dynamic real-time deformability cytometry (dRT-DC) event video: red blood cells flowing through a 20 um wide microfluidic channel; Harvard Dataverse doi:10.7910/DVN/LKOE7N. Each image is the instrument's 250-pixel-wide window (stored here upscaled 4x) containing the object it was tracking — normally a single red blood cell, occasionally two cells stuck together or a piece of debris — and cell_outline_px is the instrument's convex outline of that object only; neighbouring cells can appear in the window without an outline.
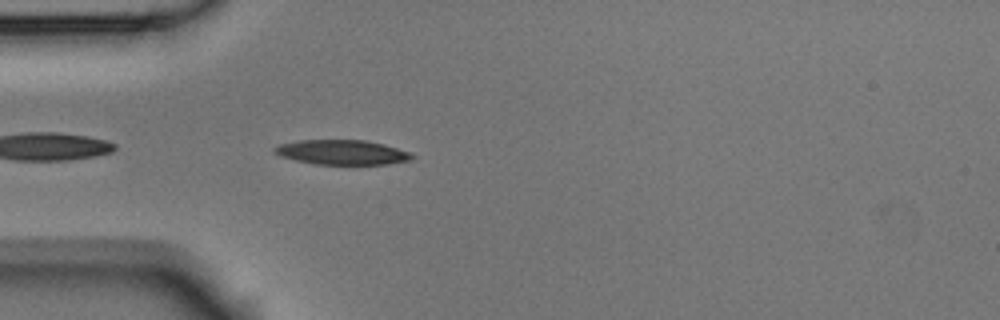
{"species": "Egyptian fruit bat (a non-hibernating species)", "species_latin": "Rousettus aegyptiacus", "temperature_condition": "room temperature", "stored_images_in_passage": 3, "camera_frame_rate_fps": 3000, "um_per_image_px": 0.085, "animal": {"sex": "male"}, "frame": {"image": 1, "passage_image": 3, "time_ms": 0.667, "image_size_px": [1000, 320], "cell_outline_px": [[416, 156], [412, 160], [384, 164], [316, 164], [296, 160], [280, 156], [272, 152], [272, 148], [280, 144], [300, 140], [364, 140], [384, 144], [412, 152]], "centroid_in_image_um": [29.1, 12.94], "position_along_channel_um": 55.9, "area_um2": 19.88}}